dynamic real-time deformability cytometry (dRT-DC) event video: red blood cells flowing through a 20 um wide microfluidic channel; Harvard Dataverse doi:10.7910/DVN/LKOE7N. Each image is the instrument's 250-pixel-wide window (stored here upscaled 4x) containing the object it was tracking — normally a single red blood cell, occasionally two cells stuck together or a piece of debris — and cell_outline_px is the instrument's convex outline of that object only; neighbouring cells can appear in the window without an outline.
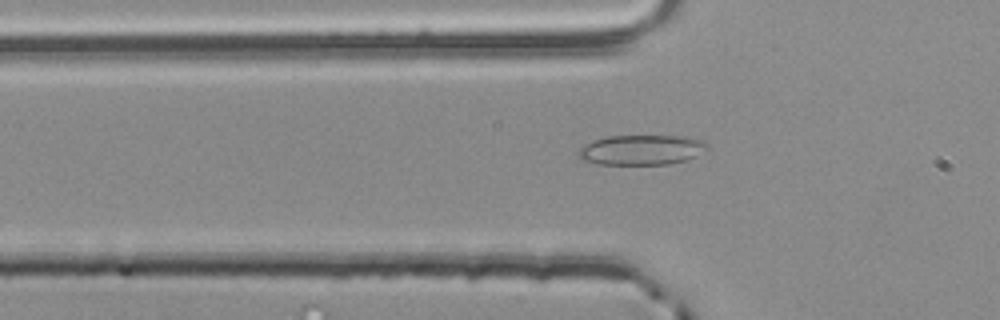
{"species": "common noctule bat (a hibernating species)", "species_latin": "Nyctalus noctula", "temperature_condition": "room temperature", "stored_images_in_passage": 38, "camera_frame_rate_fps": 3000, "um_per_image_px": 0.085, "animal": {"sex": "male", "body_mass_g": 20.4}, "frame": {"image": 1, "passage_image": 2, "time_ms": 0.333, "image_size_px": [1000, 320], "cell_outline_px": [[708, 148], [696, 156], [684, 160], [668, 164], [596, 164], [580, 160], [580, 148], [584, 144], [592, 140], [608, 136], [688, 136], [704, 140], [708, 144]], "centroid_in_image_um": [54.53, 12.73], "position_along_channel_um": 71.3, "area_um2": 22.6}}
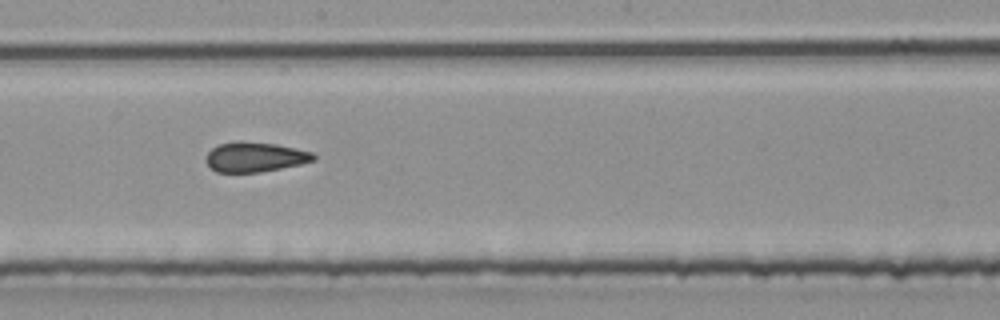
{"frame": {"image": 2, "passage_image": 14, "time_ms": 4.333, "image_size_px": [1000, 320], "cell_outline_px": [[316, 160], [300, 164], [260, 172], [216, 172], [204, 160], [208, 152], [216, 144], [240, 140], [276, 144], [312, 152], [316, 156]], "centroid_in_image_um": [21.64, 13.33], "position_along_channel_um": 226.6, "area_um2": 18.79}}
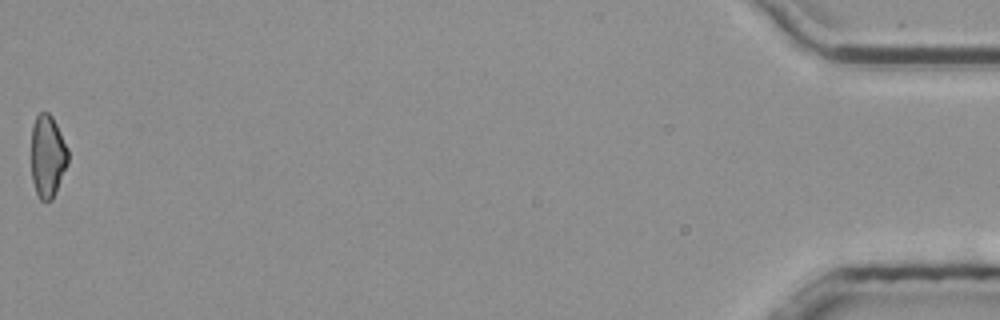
{"frame": {"image": 3, "passage_image": 38, "time_ms": 12.333, "image_size_px": [1000, 320], "cell_outline_px": [[68, 164], [56, 192], [52, 200], [40, 200], [36, 192], [32, 180], [32, 124], [36, 116], [40, 112], [48, 112], [52, 116], [68, 148]], "centroid_in_image_um": [4.05, 13.28], "position_along_channel_um": 431.1, "area_um2": 17.69}, "authors_computed_cell_mechanics": {"area_um2": 18.785, "velocity_mm_per_s": 3.8761, "shape_relaxation_time_tau1_ms": null, "shape_relaxation_time_tau2_ms": 2.5302, "deformation_change_tau1": null, "deformation_change_tau2": 0.106}}